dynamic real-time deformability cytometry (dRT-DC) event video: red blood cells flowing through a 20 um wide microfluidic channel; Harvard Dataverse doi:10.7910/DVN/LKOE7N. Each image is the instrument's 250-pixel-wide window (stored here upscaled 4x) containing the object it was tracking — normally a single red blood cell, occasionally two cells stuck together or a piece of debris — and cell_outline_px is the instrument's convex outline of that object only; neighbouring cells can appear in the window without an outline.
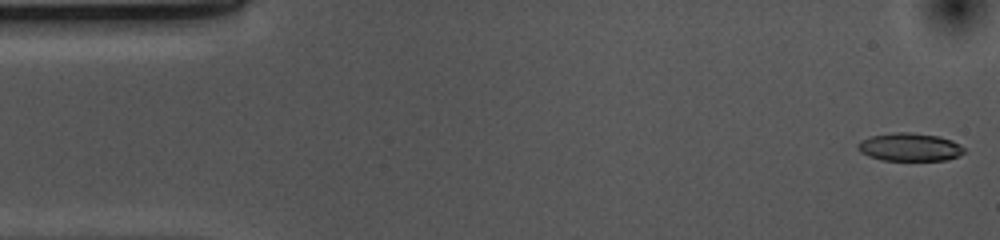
{"species": "common noctule bat (a hibernating species)", "species_latin": "Nyctalus noctula", "temperature_condition": "cold", "stored_images_in_passage": 53, "camera_frame_rate_fps": 3000, "um_per_image_px": 0.085, "animal": {"sex": "female", "body_mass_g": 10.0, "forearm_length_mm": 53.1}, "frame": {"image": 1, "passage_image": 1, "time_ms": 0.0, "image_size_px": [1000, 240], "cell_outline_px": [[964, 152], [960, 156], [944, 160], [880, 160], [868, 156], [860, 152], [856, 148], [856, 144], [860, 140], [872, 136], [896, 132], [908, 132], [940, 136], [952, 140], [960, 144], [964, 148]], "centroid_in_image_um": [77.31, 12.5], "position_along_channel_um": 7.7, "area_um2": 17.51}}
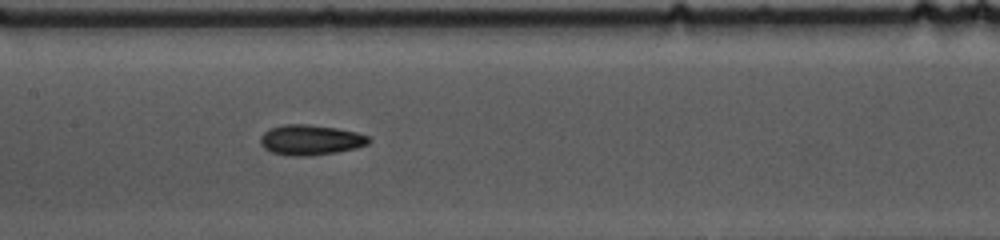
{"frame": {"image": 2, "passage_image": 24, "time_ms": 7.667, "image_size_px": [1000, 240], "cell_outline_px": [[372, 140], [368, 144], [356, 148], [336, 152], [312, 156], [288, 156], [272, 152], [264, 148], [260, 144], [260, 136], [268, 128], [284, 124], [308, 124], [336, 128], [356, 132], [368, 136]], "centroid_in_image_um": [26.37, 11.89], "position_along_channel_um": 181.0, "area_um2": 19.31}}
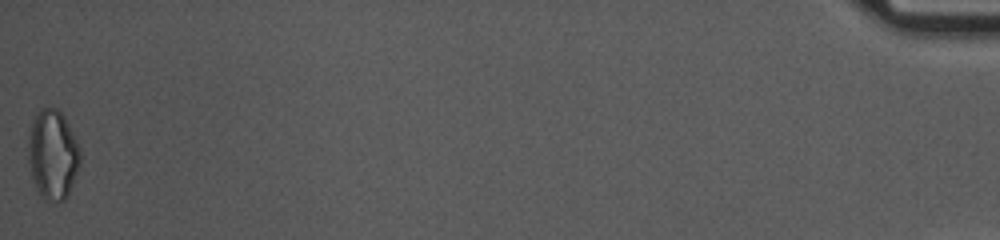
{"frame": {"image": 3, "passage_image": 53, "time_ms": 17.333, "image_size_px": [1000, 240], "cell_outline_px": [[80, 164], [72, 184], [64, 200], [44, 200], [36, 188], [28, 164], [28, 136], [32, 120], [40, 108], [56, 108], [64, 116], [80, 148]], "centroid_in_image_um": [4.46, 13.11], "position_along_channel_um": 430.7, "area_um2": 26.93}, "authors_computed_cell_mechanics": {"area_um2": 18.3804, "velocity_mm_per_s": 3.6806, "shape_relaxation_time_tau1_ms": 5.2085, "shape_relaxation_time_tau2_ms": 4.1046, "deformation_change_tau1": 0.1423, "deformation_change_tau2": 0.1144}}